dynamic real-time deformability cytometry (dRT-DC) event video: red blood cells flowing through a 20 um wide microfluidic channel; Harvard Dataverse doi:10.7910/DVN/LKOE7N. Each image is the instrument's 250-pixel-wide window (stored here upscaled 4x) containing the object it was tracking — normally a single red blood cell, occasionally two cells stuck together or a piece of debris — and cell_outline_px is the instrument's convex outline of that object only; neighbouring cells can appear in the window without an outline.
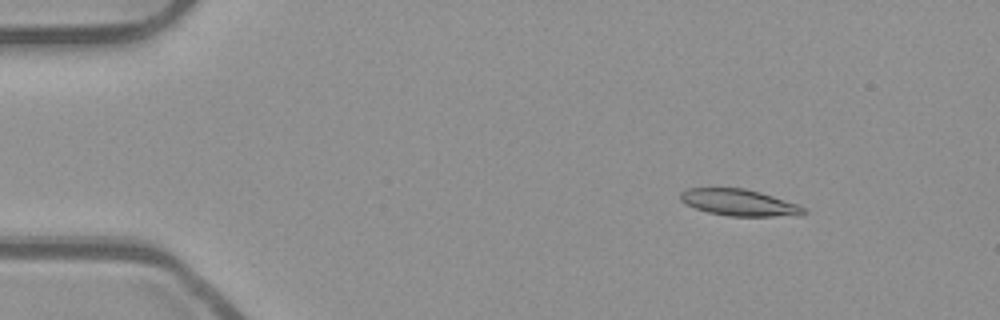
{"species": "common noctule bat (a hibernating species)", "species_latin": "Nyctalus noctula", "temperature_condition": "room temperature", "stored_images_in_passage": 54, "camera_frame_rate_fps": 3000, "um_per_image_px": 0.085, "animal": {"sex": "male", "body_mass_g": 23.1, "forearm_length_mm": 52.7}, "frame": {"image": 1, "passage_image": 8, "time_ms": 2.333, "image_size_px": [1000, 320], "cell_outline_px": [[808, 212], [772, 216], [728, 216], [708, 212], [696, 208], [680, 200], [680, 192], [688, 188], [744, 188], [760, 192], [796, 204], [804, 208]], "centroid_in_image_um": [62.74, 17.2], "position_along_channel_um": 22.3, "area_um2": 18.55}}
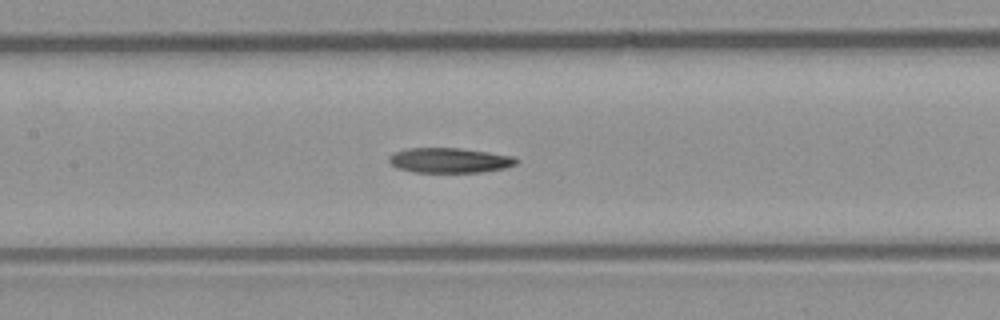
{"frame": {"image": 2, "passage_image": 26, "time_ms": 8.333, "image_size_px": [1000, 320], "cell_outline_px": [[516, 164], [504, 168], [480, 172], [412, 172], [396, 168], [388, 160], [388, 156], [396, 152], [408, 148], [460, 148], [488, 152], [512, 156], [516, 160]], "centroid_in_image_um": [38.16, 13.63], "position_along_channel_um": 169.2, "area_um2": 18.38}}
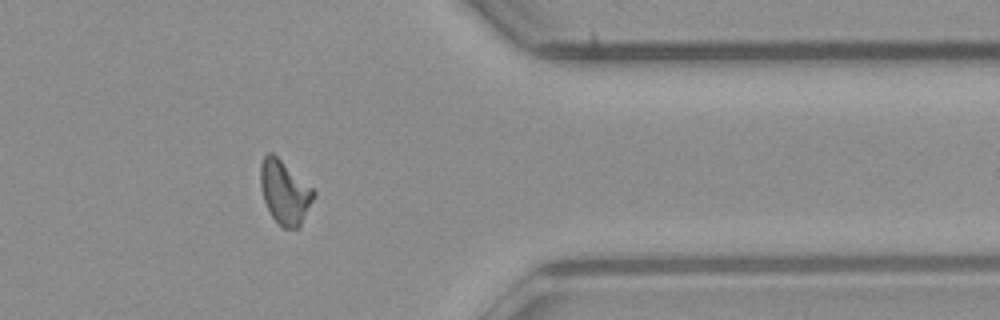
{"frame": {"image": 3, "passage_image": 44, "time_ms": 14.333, "image_size_px": [1000, 320], "cell_outline_px": [[316, 192], [300, 228], [284, 228], [272, 216], [264, 200], [260, 184], [260, 164], [264, 156], [268, 152], [272, 152], [312, 188]], "centroid_in_image_um": [24.19, 16.33], "position_along_channel_um": 387.2, "area_um2": 19.36}}